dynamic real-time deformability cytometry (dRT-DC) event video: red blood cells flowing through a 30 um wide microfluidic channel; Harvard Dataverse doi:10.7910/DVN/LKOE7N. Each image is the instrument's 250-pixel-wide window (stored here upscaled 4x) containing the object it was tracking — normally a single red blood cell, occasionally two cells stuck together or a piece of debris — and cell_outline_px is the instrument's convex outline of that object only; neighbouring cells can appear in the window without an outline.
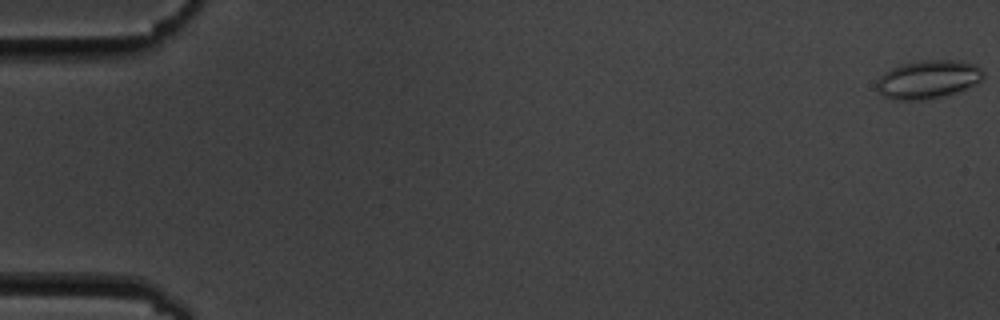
{"species": "common noctule bat (a hibernating species)", "species_latin": "Nyctalus noctula", "temperature_condition": "cold", "stored_images_in_passage": 6, "camera_frame_rate_fps": 3000, "um_per_image_px": 0.085, "animal": {"sex": "male", "body_mass_g": 19.5, "forearm_length_mm": 54.6}, "frame": {"image": 1, "passage_image": 1, "time_ms": 0.0, "image_size_px": [1000, 320], "cell_outline_px": [[984, 76], [980, 80], [964, 88], [940, 96], [924, 100], [892, 100], [880, 96], [876, 88], [876, 80], [884, 72], [892, 68], [904, 64], [920, 60], [960, 60], [976, 64], [984, 72]], "centroid_in_image_um": [78.81, 6.74], "position_along_channel_um": 6.2, "area_um2": 23.76}}
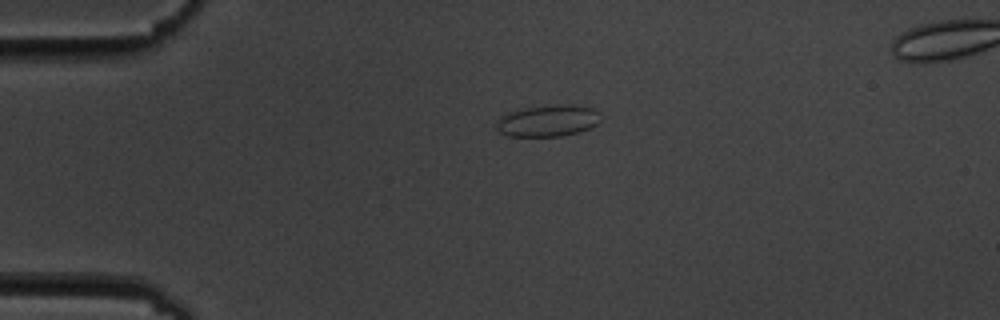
{"frame": {"image": 2, "passage_image": 4, "time_ms": 4.333, "image_size_px": [1000, 320], "cell_outline_px": [[604, 116], [596, 124], [580, 132], [560, 136], [508, 136], [500, 132], [496, 128], [496, 120], [500, 116], [508, 112], [524, 108], [564, 104], [572, 104], [592, 108]], "centroid_in_image_um": [46.57, 10.26], "position_along_channel_um": 38.4, "area_um2": 19.31}}